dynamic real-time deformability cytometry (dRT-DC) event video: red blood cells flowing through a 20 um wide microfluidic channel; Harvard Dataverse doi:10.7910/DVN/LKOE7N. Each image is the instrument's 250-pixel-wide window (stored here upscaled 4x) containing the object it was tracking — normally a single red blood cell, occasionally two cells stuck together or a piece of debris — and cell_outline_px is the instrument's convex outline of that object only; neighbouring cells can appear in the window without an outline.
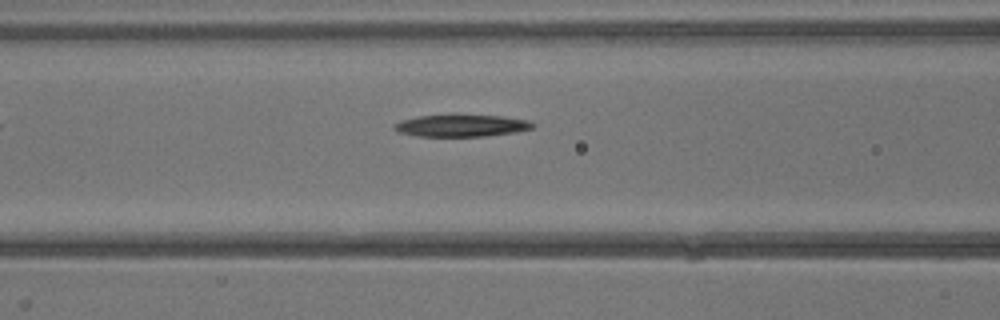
{"species": "common noctule bat (a hibernating species)", "species_latin": "Nyctalus noctula", "temperature_condition": "warm", "stored_images_in_passage": 20, "camera_frame_rate_fps": 3000, "um_per_image_px": 0.085, "animal": {"sex": "male", "body_mass_g": 13.3}, "frame": {"image": 1, "passage_image": 4, "time_ms": 1.0, "image_size_px": [1000, 320], "cell_outline_px": [[536, 124], [532, 128], [516, 132], [484, 136], [420, 136], [400, 132], [392, 128], [392, 124], [404, 120], [420, 116], [452, 112], [500, 116], [528, 120]], "centroid_in_image_um": [39.22, 10.63], "position_along_channel_um": 127.4, "area_um2": 18.38}}
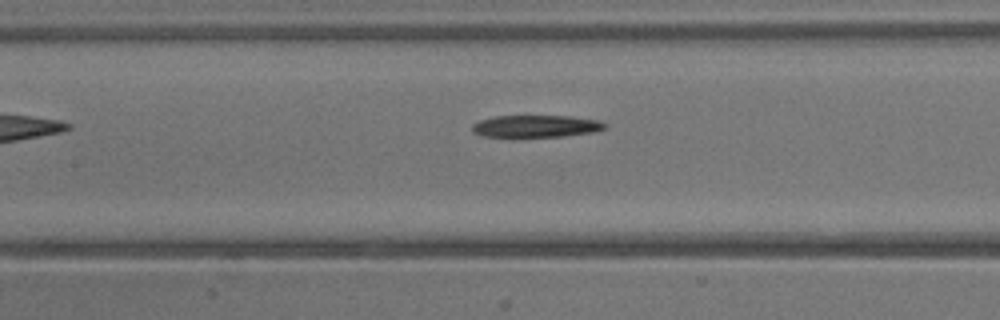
{"frame": {"image": 2, "passage_image": 6, "time_ms": 1.667, "image_size_px": [1000, 320], "cell_outline_px": [[604, 128], [592, 132], [564, 136], [480, 136], [472, 132], [472, 124], [480, 120], [496, 116], [568, 116], [596, 120], [604, 124]], "centroid_in_image_um": [45.48, 10.72], "position_along_channel_um": 161.9, "area_um2": 16.7}}
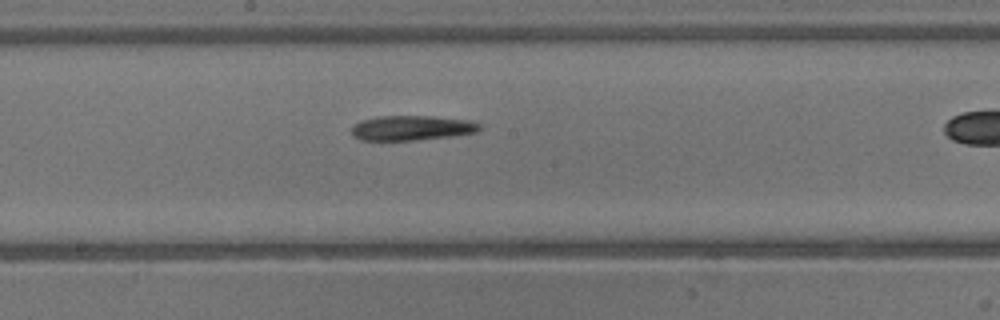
{"frame": {"image": 3, "passage_image": 9, "time_ms": 2.667, "image_size_px": [1000, 320], "cell_outline_px": [[480, 128], [476, 132], [452, 136], [416, 140], [360, 140], [352, 136], [352, 128], [356, 124], [364, 120], [376, 116], [432, 116], [472, 120], [480, 124]], "centroid_in_image_um": [35.02, 10.87], "position_along_channel_um": 213.2, "area_um2": 18.5}}